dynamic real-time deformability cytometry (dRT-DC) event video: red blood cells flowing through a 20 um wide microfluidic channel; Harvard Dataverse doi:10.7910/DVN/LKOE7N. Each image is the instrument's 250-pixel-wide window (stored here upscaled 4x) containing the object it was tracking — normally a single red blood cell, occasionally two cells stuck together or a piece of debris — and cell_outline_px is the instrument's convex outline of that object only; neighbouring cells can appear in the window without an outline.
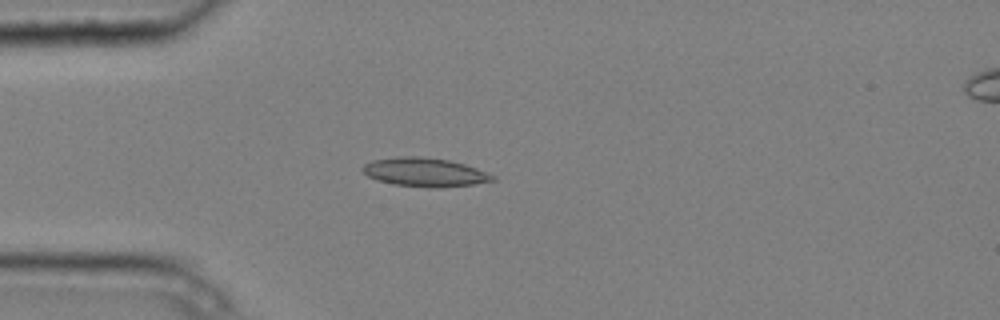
{"species": "common noctule bat (a hibernating species)", "species_latin": "Nyctalus noctula", "temperature_condition": "cold", "stored_images_in_passage": 4, "camera_frame_rate_fps": 3000, "um_per_image_px": 0.085, "animal": {"sex": "male", "body_mass_g": 20.4}, "frame": {"image": 1, "passage_image": 4, "time_ms": 1.0, "image_size_px": [1000, 320], "cell_outline_px": [[496, 180], [472, 184], [440, 188], [428, 188], [392, 184], [376, 180], [368, 176], [360, 168], [364, 164], [372, 160], [396, 156], [420, 156], [448, 160], [464, 164], [476, 168], [496, 176]], "centroid_in_image_um": [36.07, 14.64], "position_along_channel_um": 48.9, "area_um2": 21.96}}